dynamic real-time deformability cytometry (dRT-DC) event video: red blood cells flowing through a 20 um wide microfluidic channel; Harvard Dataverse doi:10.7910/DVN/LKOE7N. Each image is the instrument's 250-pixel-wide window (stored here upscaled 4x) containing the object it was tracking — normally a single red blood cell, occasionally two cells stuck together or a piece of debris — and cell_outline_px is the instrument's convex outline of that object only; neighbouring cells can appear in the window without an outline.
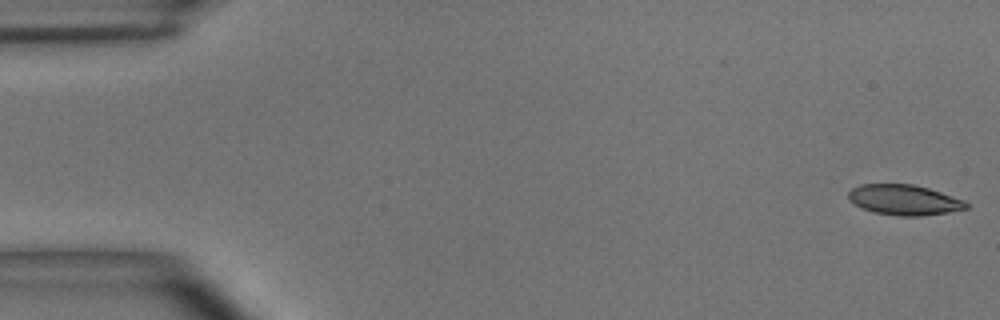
{"species": "common noctule bat (a hibernating species)", "species_latin": "Nyctalus noctula", "temperature_condition": "room temperature", "stored_images_in_passage": 9, "camera_frame_rate_fps": 3000, "um_per_image_px": 0.085, "animal": {"sex": "male", "body_mass_g": 15.6}, "frame": {"image": 1, "passage_image": 1, "time_ms": 0.0, "image_size_px": [1000, 320], "cell_outline_px": [[968, 208], [948, 212], [920, 216], [896, 216], [872, 212], [860, 208], [848, 200], [848, 192], [852, 188], [860, 184], [912, 184], [928, 188], [964, 200], [968, 204]], "centroid_in_image_um": [76.8, 17.0], "position_along_channel_um": 8.2, "area_um2": 20.92}}